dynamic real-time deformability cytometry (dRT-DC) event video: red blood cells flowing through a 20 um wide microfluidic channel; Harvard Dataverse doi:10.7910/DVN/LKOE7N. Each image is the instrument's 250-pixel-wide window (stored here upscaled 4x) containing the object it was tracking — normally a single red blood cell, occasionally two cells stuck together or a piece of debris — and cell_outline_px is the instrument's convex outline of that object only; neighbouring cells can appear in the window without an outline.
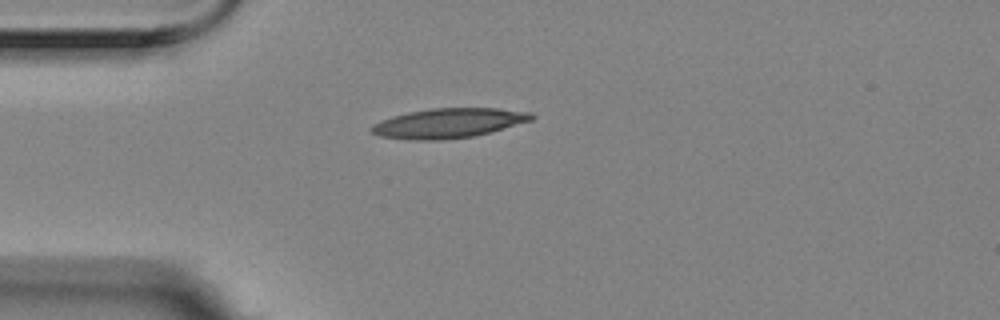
{"species": "Egyptian fruit bat (a non-hibernating species)", "species_latin": "Rousettus aegyptiacus", "temperature_condition": "room temperature", "stored_images_in_passage": 3, "camera_frame_rate_fps": 3000, "um_per_image_px": 0.085, "animal": {"sex": "female"}, "frame": {"image": 1, "passage_image": 3, "time_ms": 0.667, "image_size_px": [1000, 320], "cell_outline_px": [[536, 116], [532, 120], [476, 136], [440, 140], [412, 140], [380, 136], [372, 132], [368, 128], [372, 124], [380, 120], [392, 116], [408, 112], [428, 108], [496, 108], [532, 112]], "centroid_in_image_um": [38.11, 10.46], "position_along_channel_um": 46.9, "area_um2": 27.86}}